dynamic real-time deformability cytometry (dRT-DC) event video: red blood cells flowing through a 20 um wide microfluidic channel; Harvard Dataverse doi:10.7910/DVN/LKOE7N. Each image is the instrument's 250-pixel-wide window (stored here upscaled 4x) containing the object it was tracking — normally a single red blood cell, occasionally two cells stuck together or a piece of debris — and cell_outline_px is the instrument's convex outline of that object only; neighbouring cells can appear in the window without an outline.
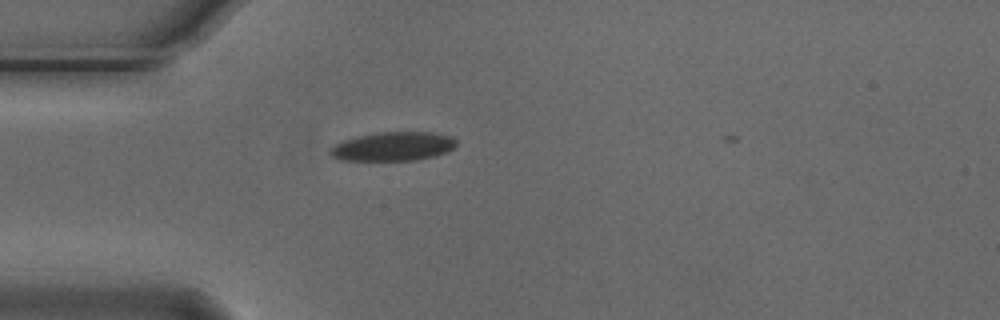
{"species": "Egyptian fruit bat (a non-hibernating species)", "species_latin": "Rousettus aegyptiacus", "temperature_condition": "cold", "stored_images_in_passage": 2, "camera_frame_rate_fps": 3000, "um_per_image_px": 0.085, "animal": {"sex": "male"}, "frame": {"image": 1, "passage_image": 1, "time_ms": 0.0, "image_size_px": [1000, 320], "cell_outline_px": [[456, 144], [448, 152], [436, 156], [416, 160], [340, 160], [332, 156], [328, 152], [336, 144], [344, 140], [376, 132], [432, 132], [452, 136], [456, 140]], "centroid_in_image_um": [33.45, 12.44], "position_along_channel_um": 51.5, "area_um2": 21.21}}